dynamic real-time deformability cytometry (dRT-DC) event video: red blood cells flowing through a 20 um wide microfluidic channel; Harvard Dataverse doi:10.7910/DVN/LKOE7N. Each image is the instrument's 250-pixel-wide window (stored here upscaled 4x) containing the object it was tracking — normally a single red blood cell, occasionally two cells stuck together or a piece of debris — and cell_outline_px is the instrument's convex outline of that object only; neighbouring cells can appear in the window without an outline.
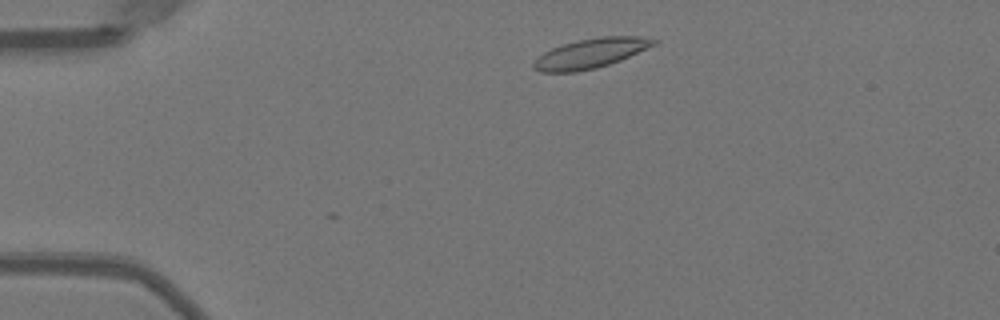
{"species": "Egyptian fruit bat (a non-hibernating species)", "species_latin": "Rousettus aegyptiacus", "temperature_condition": "warm", "stored_images_in_passage": 5, "camera_frame_rate_fps": 3000, "um_per_image_px": 0.085, "animal": {"sex": "female"}, "frame": {"image": 1, "passage_image": 4, "time_ms": 1.0, "image_size_px": [1000, 320], "cell_outline_px": [[660, 40], [656, 44], [620, 60], [596, 68], [576, 72], [540, 72], [532, 68], [532, 64], [544, 52], [552, 48], [564, 44], [580, 40], [600, 36], [640, 36]], "centroid_in_image_um": [50.21, 4.53], "position_along_channel_um": 34.8, "area_um2": 20.58}}